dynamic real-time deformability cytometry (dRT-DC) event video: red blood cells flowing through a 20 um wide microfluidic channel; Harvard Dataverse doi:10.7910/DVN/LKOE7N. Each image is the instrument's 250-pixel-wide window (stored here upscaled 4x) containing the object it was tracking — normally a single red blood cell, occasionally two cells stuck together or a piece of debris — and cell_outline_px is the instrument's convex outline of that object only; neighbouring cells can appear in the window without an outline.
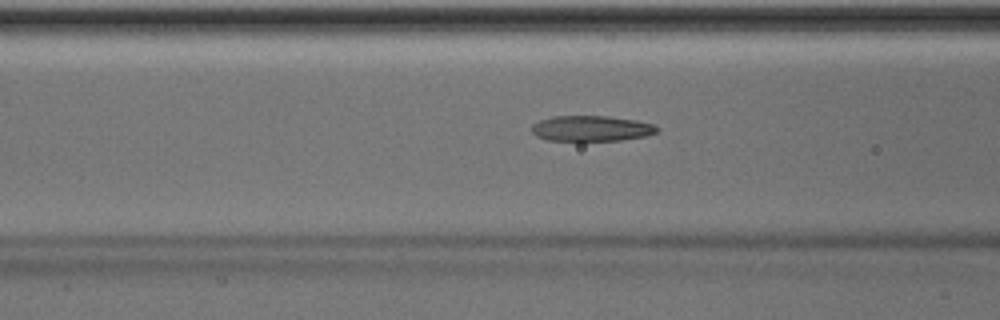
{"species": "Egyptian fruit bat (a non-hibernating species)", "species_latin": "Rousettus aegyptiacus", "temperature_condition": "room temperature", "stored_images_in_passage": 32, "camera_frame_rate_fps": 3000, "um_per_image_px": 0.085, "animal": {"sex": "male"}, "frame": {"image": 1, "passage_image": 5, "time_ms": 1.333, "image_size_px": [1000, 320], "cell_outline_px": [[660, 128], [656, 132], [648, 136], [620, 140], [548, 140], [536, 136], [532, 132], [532, 124], [540, 120], [552, 116], [608, 116], [636, 120], [656, 124]], "centroid_in_image_um": [50.3, 10.91], "position_along_channel_um": 116.3, "area_um2": 18.73}}
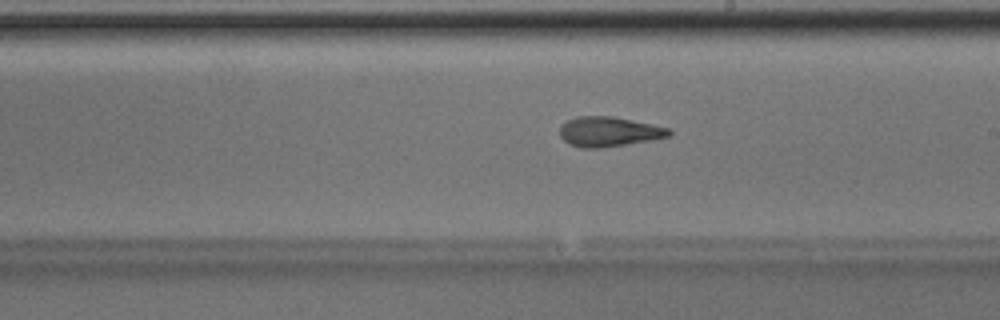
{"frame": {"image": 2, "passage_image": 14, "time_ms": 4.333, "image_size_px": [1000, 320], "cell_outline_px": [[672, 132], [668, 136], [652, 140], [604, 148], [580, 148], [568, 144], [560, 136], [560, 124], [576, 116], [612, 116], [652, 124], [668, 128]], "centroid_in_image_um": [51.71, 11.2], "position_along_channel_um": 237.3, "area_um2": 19.13}}
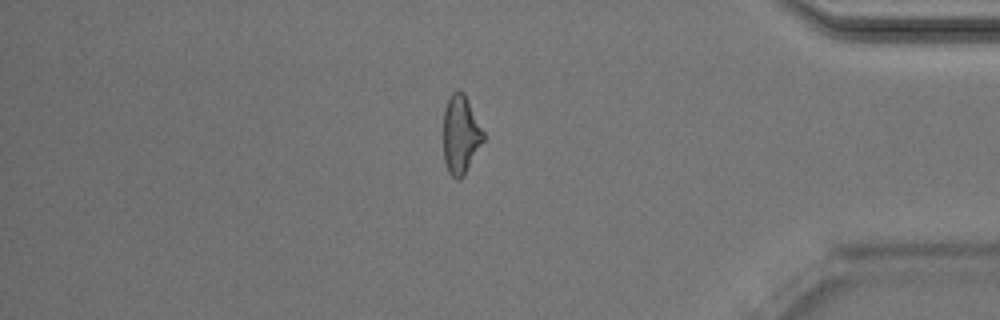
{"frame": {"image": 3, "passage_image": 28, "time_ms": 9.0, "image_size_px": [1000, 320], "cell_outline_px": [[484, 140], [464, 176], [460, 180], [456, 180], [448, 172], [444, 160], [444, 108], [452, 92], [464, 92], [484, 132]], "centroid_in_image_um": [39.16, 11.48], "position_along_channel_um": 396.0, "area_um2": 18.21}, "authors_computed_cell_mechanics": {"area_um2": 18.6116, "velocity_mm_per_s": 4.0354, "shape_relaxation_time_tau1_ms": 5.5348, "shape_relaxation_time_tau2_ms": 2.6809, "deformation_change_tau1": 0.1895, "deformation_change_tau2": 0.134}}